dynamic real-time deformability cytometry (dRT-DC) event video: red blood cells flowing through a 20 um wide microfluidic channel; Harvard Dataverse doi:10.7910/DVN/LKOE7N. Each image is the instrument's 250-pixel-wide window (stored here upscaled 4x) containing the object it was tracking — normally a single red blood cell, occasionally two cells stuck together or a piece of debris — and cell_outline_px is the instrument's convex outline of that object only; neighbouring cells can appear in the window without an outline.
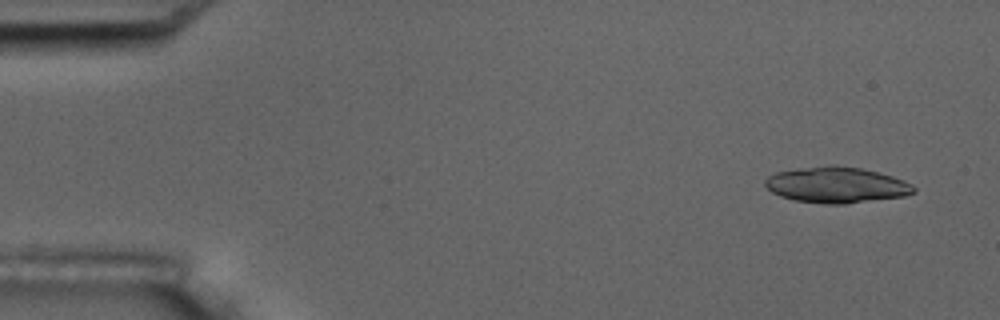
{"species": "common noctule bat (a hibernating species)", "species_latin": "Nyctalus noctula", "temperature_condition": "room temperature", "stored_images_in_passage": 5, "camera_frame_rate_fps": 3000, "um_per_image_px": 0.085, "animal": {"sex": "male", "body_mass_g": 17.5, "forearm_length_mm": 52.3}, "frame": {"image": 1, "passage_image": 1, "time_ms": 0.0, "image_size_px": [1000, 320], "cell_outline_px": [[916, 192], [904, 196], [844, 204], [824, 204], [792, 200], [780, 196], [772, 192], [764, 184], [764, 180], [768, 176], [776, 172], [800, 168], [828, 164], [836, 164], [860, 168], [892, 176], [904, 180], [912, 184], [916, 188]], "centroid_in_image_um": [71.09, 15.71], "position_along_channel_um": 13.9, "area_um2": 31.33}}